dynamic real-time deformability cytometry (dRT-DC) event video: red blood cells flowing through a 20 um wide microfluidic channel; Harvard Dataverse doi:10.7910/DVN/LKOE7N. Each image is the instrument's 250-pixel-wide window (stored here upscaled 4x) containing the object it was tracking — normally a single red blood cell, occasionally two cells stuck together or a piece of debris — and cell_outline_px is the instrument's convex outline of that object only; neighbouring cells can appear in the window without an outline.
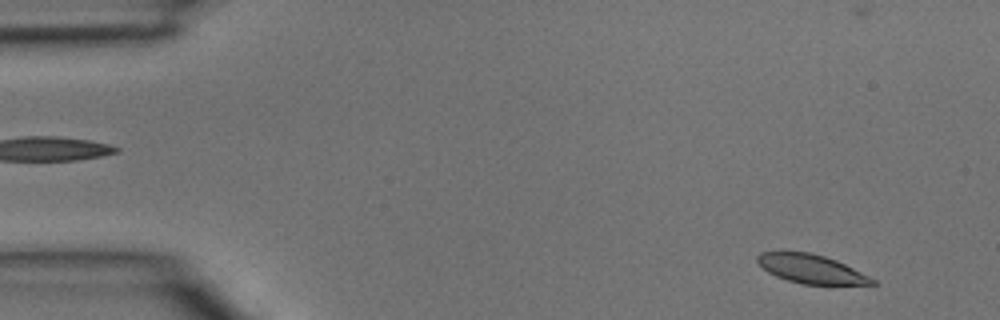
{"species": "common noctule bat (a hibernating species)", "species_latin": "Nyctalus noctula", "temperature_condition": "room temperature", "stored_images_in_passage": 3, "camera_frame_rate_fps": 3000, "um_per_image_px": 0.085, "animal": {"sex": "male", "body_mass_g": 15.6}, "frame": {"image": 1, "passage_image": 3, "time_ms": 0.667, "image_size_px": [1000, 320], "cell_outline_px": [[876, 284], [800, 284], [776, 276], [768, 272], [756, 260], [756, 256], [760, 252], [808, 252], [824, 256], [836, 260], [876, 280]], "centroid_in_image_um": [68.91, 22.85], "position_along_channel_um": 16.1, "area_um2": 18.9}}